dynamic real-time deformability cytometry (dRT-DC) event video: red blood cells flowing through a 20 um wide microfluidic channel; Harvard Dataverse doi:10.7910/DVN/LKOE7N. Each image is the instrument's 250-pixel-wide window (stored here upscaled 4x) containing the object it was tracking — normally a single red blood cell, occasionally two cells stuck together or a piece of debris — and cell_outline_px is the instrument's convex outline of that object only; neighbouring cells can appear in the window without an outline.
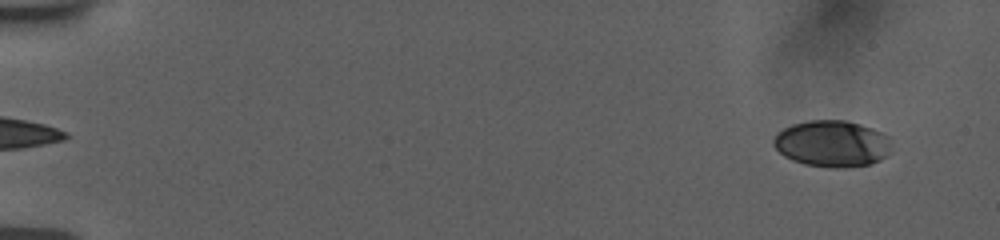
{"species": "human", "species_latin": "Homo sapiens", "temperature_condition": "room temperature", "stored_images_in_passage": 15, "camera_frame_rate_fps": 3000, "um_per_image_px": 0.085, "donor": {"sex": "female"}, "frame": {"image": 1, "passage_image": 1, "time_ms": 0.0, "image_size_px": [1000, 240], "cell_outline_px": [[888, 144], [884, 156], [880, 160], [872, 164], [844, 168], [836, 168], [804, 164], [792, 160], [784, 156], [772, 144], [772, 140], [776, 132], [792, 124], [808, 120], [844, 120], [860, 124], [884, 132], [888, 136]], "centroid_in_image_um": [70.67, 12.2], "position_along_channel_um": 14.3, "area_um2": 31.91}}
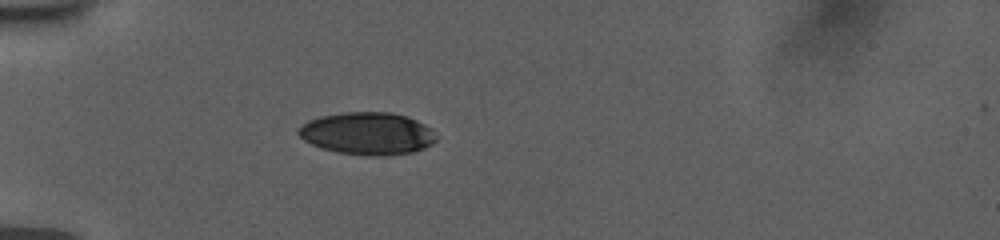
{"frame": {"image": 2, "passage_image": 11, "time_ms": 4.667, "image_size_px": [1000, 240], "cell_outline_px": [[436, 140], [432, 144], [424, 148], [412, 152], [380, 156], [372, 156], [340, 152], [324, 148], [312, 144], [304, 140], [296, 132], [308, 120], [320, 116], [340, 112], [392, 112], [408, 116], [432, 128], [436, 136]], "centroid_in_image_um": [31.26, 11.33], "position_along_channel_um": 53.7, "area_um2": 33.99}}
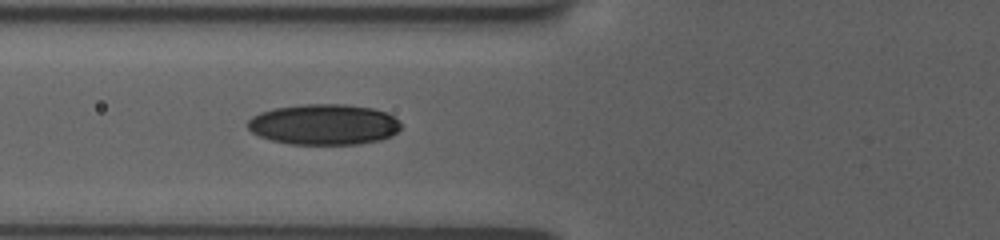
{"frame": {"image": 3, "passage_image": 15, "time_ms": 6.333, "image_size_px": [1000, 240], "cell_outline_px": [[400, 128], [392, 136], [380, 140], [360, 144], [288, 144], [272, 140], [260, 136], [252, 132], [248, 128], [248, 120], [252, 116], [260, 112], [272, 108], [304, 104], [344, 104], [372, 108], [388, 112], [400, 120]], "centroid_in_image_um": [27.55, 10.57], "position_along_channel_um": 98.3, "area_um2": 36.59}}